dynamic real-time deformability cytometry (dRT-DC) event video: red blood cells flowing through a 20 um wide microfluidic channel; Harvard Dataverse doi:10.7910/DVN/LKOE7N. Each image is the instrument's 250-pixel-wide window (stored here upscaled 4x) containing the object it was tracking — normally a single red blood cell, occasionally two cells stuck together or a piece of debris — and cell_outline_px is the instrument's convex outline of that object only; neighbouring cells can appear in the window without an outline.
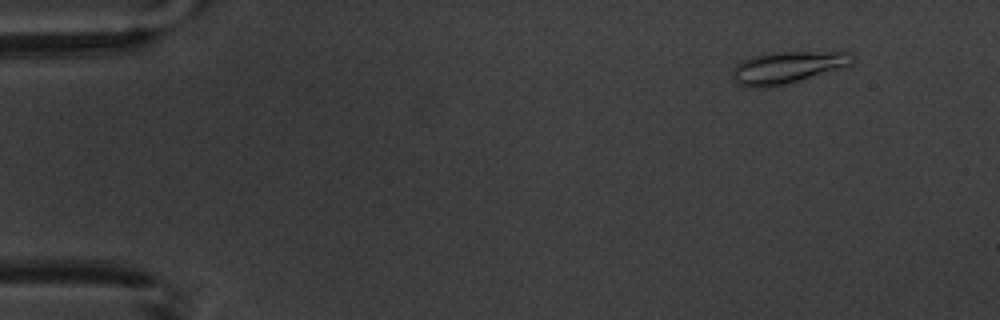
{"species": "common noctule bat (a hibernating species)", "species_latin": "Nyctalus noctula", "temperature_condition": "warm", "stored_images_in_passage": 5, "camera_frame_rate_fps": 3000, "um_per_image_px": 0.085, "animal": {"sex": "male", "body_mass_g": 20.1, "forearm_length_mm": 53.5}, "frame": {"image": 1, "passage_image": 2, "time_ms": 1.333, "image_size_px": [1000, 320], "cell_outline_px": [[852, 64], [840, 68], [768, 88], [756, 88], [736, 84], [732, 76], [732, 72], [736, 64], [740, 60], [752, 56], [772, 52], [852, 52]], "centroid_in_image_um": [66.84, 5.72], "position_along_channel_um": 18.2, "area_um2": 22.02}}
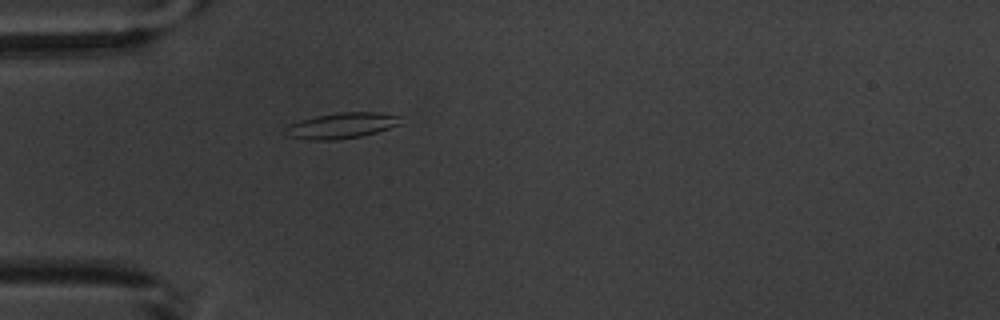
{"frame": {"image": 2, "passage_image": 5, "time_ms": 5.0, "image_size_px": [1000, 320], "cell_outline_px": [[400, 124], [376, 132], [360, 136], [336, 140], [308, 140], [288, 136], [280, 132], [288, 124], [300, 120], [316, 116], [336, 112], [376, 112], [400, 116]], "centroid_in_image_um": [28.94, 10.68], "position_along_channel_um": 56.1, "area_um2": 17.4}}